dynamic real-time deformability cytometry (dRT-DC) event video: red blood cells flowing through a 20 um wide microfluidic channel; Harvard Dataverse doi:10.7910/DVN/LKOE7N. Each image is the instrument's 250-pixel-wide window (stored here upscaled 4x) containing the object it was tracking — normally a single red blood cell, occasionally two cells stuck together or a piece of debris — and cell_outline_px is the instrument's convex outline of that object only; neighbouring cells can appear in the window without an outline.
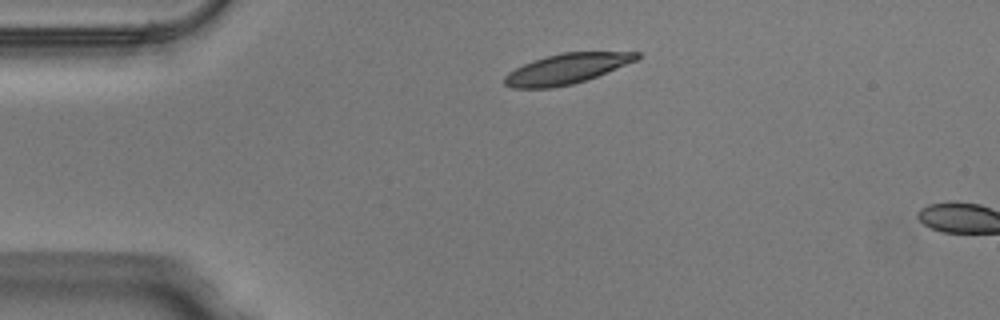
{"species": "Egyptian fruit bat (a non-hibernating species)", "species_latin": "Rousettus aegyptiacus", "temperature_condition": "warm", "stored_images_in_passage": 3, "camera_frame_rate_fps": 3000, "um_per_image_px": 0.085, "animal": {"sex": "male"}, "frame": {"image": 1, "passage_image": 1, "time_ms": 0.0, "image_size_px": [1000, 320], "cell_outline_px": [[640, 56], [636, 60], [588, 80], [572, 84], [552, 88], [512, 88], [504, 84], [504, 76], [508, 72], [532, 60], [560, 52], [640, 52]], "centroid_in_image_um": [48.13, 5.85], "position_along_channel_um": 36.9, "area_um2": 23.29}}